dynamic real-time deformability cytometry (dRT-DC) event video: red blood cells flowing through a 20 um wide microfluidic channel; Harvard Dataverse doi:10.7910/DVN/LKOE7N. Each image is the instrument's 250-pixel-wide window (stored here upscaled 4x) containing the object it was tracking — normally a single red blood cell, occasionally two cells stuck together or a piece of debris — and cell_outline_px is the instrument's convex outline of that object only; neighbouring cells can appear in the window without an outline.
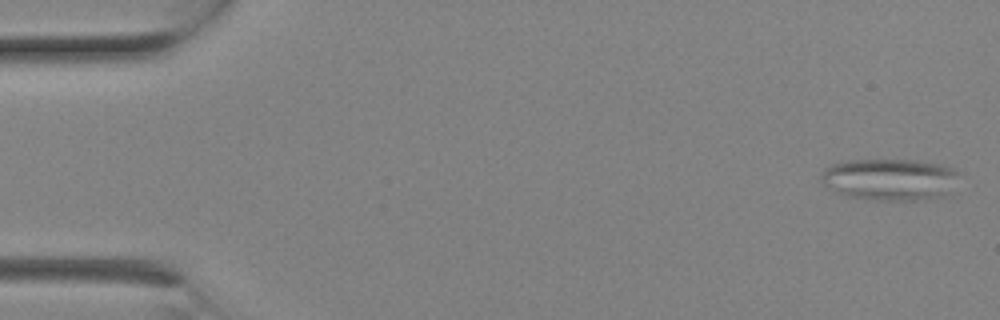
{"species": "Egyptian fruit bat (a non-hibernating species)", "species_latin": "Rousettus aegyptiacus", "temperature_condition": "room temperature", "stored_images_in_passage": 2, "camera_frame_rate_fps": 3000, "um_per_image_px": 0.085, "animal": {"sex": "female"}, "frame": {"image": 1, "passage_image": 1, "time_ms": 0.0, "image_size_px": [1000, 320], "cell_outline_px": [[960, 172], [948, 192], [944, 196], [916, 200], [876, 200], [848, 196], [828, 188], [820, 180], [820, 176], [832, 164], [848, 160], [916, 160], [940, 164], [952, 168]], "centroid_in_image_um": [75.63, 15.24], "position_along_channel_um": 9.4, "area_um2": 33.29}}